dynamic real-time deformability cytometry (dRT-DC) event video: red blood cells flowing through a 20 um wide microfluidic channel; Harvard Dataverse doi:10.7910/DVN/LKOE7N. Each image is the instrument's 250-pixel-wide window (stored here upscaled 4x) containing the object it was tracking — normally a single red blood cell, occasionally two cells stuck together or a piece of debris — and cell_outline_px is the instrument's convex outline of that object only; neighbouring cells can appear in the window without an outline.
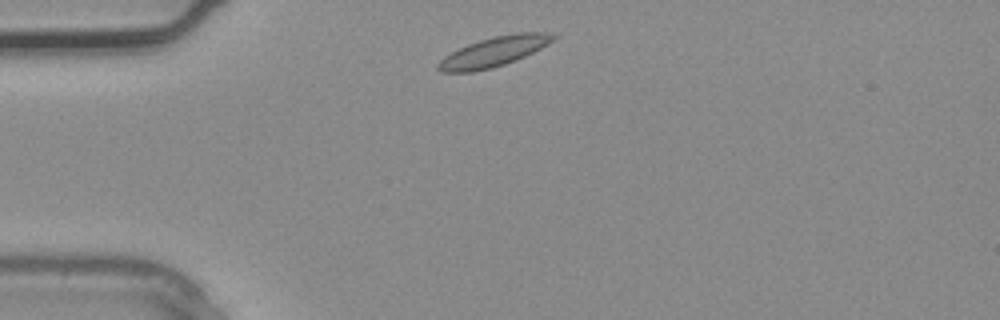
{"species": "common noctule bat (a hibernating species)", "species_latin": "Nyctalus noctula", "temperature_condition": "warm", "stored_images_in_passage": 2, "camera_frame_rate_fps": 3000, "um_per_image_px": 0.085, "animal": {"sex": "male", "body_mass_g": 20.4}, "frame": {"image": 1, "passage_image": 1, "time_ms": 0.0, "image_size_px": [1000, 320], "cell_outline_px": [[556, 36], [552, 40], [540, 48], [524, 56], [504, 64], [492, 68], [472, 72], [440, 72], [436, 68], [436, 64], [444, 56], [468, 44], [480, 40], [496, 36], [520, 32], [548, 32]], "centroid_in_image_um": [41.92, 4.41], "position_along_channel_um": 43.1, "area_um2": 19.59}}
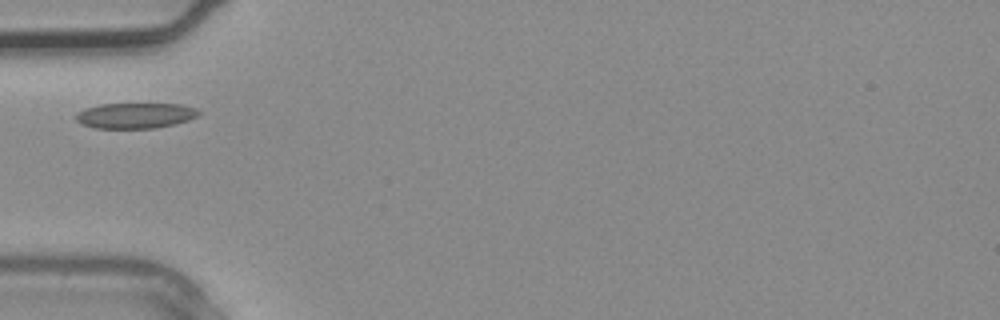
{"frame": {"image": 2, "passage_image": 2, "time_ms": 0.333, "image_size_px": [1000, 320], "cell_outline_px": [[200, 112], [196, 116], [188, 120], [156, 128], [96, 128], [80, 124], [72, 116], [84, 108], [100, 104], [180, 104], [196, 108]], "centroid_in_image_um": [11.43, 9.82], "position_along_channel_um": 73.6, "area_um2": 18.26}}